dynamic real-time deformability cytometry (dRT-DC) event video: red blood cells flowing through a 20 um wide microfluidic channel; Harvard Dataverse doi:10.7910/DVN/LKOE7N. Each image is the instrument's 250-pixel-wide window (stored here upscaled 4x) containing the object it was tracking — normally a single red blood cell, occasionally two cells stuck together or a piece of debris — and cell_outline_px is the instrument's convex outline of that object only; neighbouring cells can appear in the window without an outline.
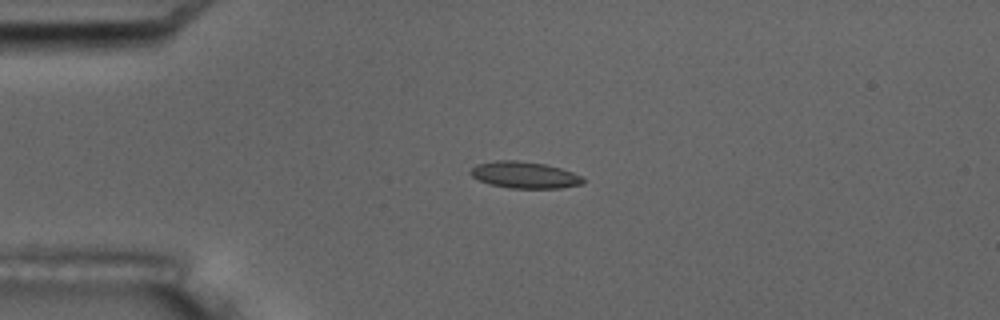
{"species": "common noctule bat (a hibernating species)", "species_latin": "Nyctalus noctula", "temperature_condition": "room temperature", "stored_images_in_passage": 6, "camera_frame_rate_fps": 3000, "um_per_image_px": 0.085, "animal": {"sex": "male", "body_mass_g": 17.5, "forearm_length_mm": 52.3}, "frame": {"image": 1, "passage_image": 4, "time_ms": 4.333, "image_size_px": [1000, 320], "cell_outline_px": [[584, 184], [560, 188], [508, 188], [488, 184], [472, 176], [468, 172], [476, 164], [496, 160], [516, 160], [544, 164], [560, 168], [572, 172], [580, 176], [584, 180]], "centroid_in_image_um": [44.56, 14.87], "position_along_channel_um": 40.4, "area_um2": 17.46}}